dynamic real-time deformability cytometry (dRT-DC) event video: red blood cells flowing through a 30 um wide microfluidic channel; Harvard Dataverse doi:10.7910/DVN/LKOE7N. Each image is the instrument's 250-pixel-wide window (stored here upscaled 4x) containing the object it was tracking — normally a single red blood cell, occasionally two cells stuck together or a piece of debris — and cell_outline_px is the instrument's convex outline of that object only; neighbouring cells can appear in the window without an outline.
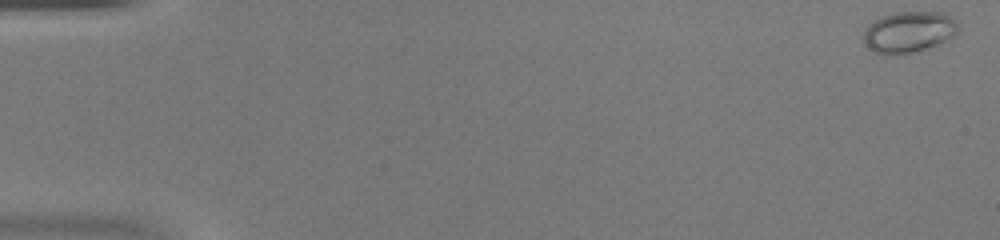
{"species": "common noctule bat (a hibernating species)", "species_latin": "Nyctalus noctula", "temperature_condition": "warm", "stored_images_in_passage": 47, "camera_frame_rate_fps": 3000, "um_per_image_px": 0.085, "animal": {"sex": "female", "body_mass_g": 20.0, "forearm_length_mm": 54.0}, "frame": {"image": 1, "passage_image": 1, "time_ms": 0.0, "image_size_px": [1000, 240], "cell_outline_px": [[956, 32], [952, 36], [936, 44], [924, 48], [896, 56], [880, 56], [868, 48], [864, 40], [864, 32], [868, 24], [880, 16], [892, 12], [944, 12], [956, 24]], "centroid_in_image_um": [77.14, 2.73], "position_along_channel_um": 7.9, "area_um2": 22.54}}
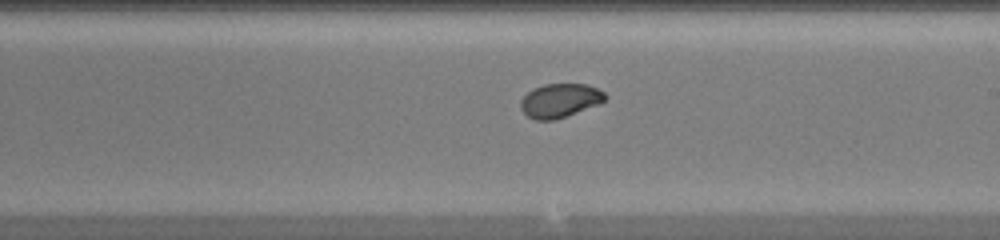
{"frame": {"image": 2, "passage_image": 28, "time_ms": 9.0, "image_size_px": [1000, 240], "cell_outline_px": [[608, 96], [600, 104], [552, 120], [536, 120], [528, 116], [520, 108], [520, 100], [532, 88], [544, 84], [588, 84], [604, 92]], "centroid_in_image_um": [47.59, 8.53], "position_along_channel_um": 241.4, "area_um2": 16.59}}
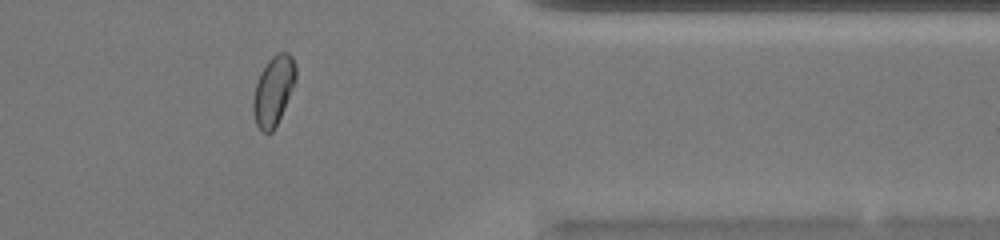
{"frame": {"image": 3, "passage_image": 39, "time_ms": 12.667, "image_size_px": [1000, 240], "cell_outline_px": [[296, 80], [284, 108], [272, 132], [264, 132], [256, 124], [252, 108], [252, 100], [256, 84], [260, 72], [268, 60], [276, 52], [288, 52], [292, 56], [296, 64]], "centroid_in_image_um": [23.24, 7.65], "position_along_channel_um": 388.2, "area_um2": 17.17}}